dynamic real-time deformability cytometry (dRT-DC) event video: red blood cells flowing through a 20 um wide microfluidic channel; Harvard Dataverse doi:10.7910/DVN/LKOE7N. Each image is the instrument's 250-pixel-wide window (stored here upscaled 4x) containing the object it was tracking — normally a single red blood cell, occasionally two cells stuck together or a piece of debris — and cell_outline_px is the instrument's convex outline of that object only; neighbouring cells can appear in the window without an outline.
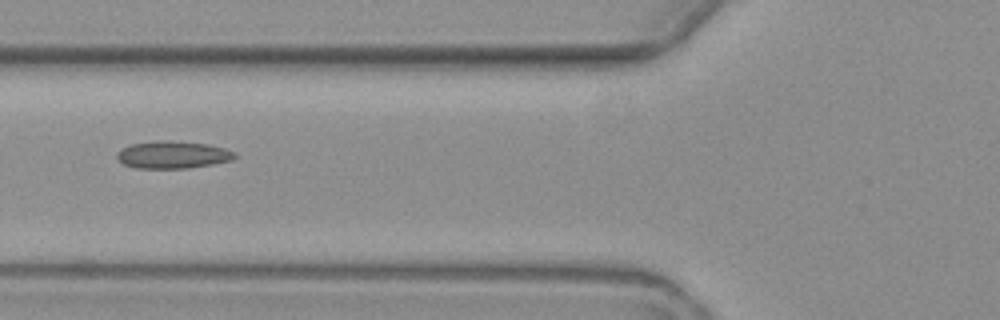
{"species": "common noctule bat (a hibernating species)", "species_latin": "Nyctalus noctula", "temperature_condition": "warm", "stored_images_in_passage": 5, "camera_frame_rate_fps": 3000, "um_per_image_px": 0.085, "animal": {"sex": "female", "body_mass_g": 19.3, "forearm_length_mm": 54.1}, "frame": {"image": 1, "passage_image": 2, "time_ms": 1.333, "image_size_px": [1000, 320], "cell_outline_px": [[236, 156], [232, 160], [212, 164], [188, 168], [136, 168], [124, 164], [116, 156], [116, 152], [120, 148], [132, 144], [156, 140], [164, 140], [208, 144], [224, 148], [236, 152]], "centroid_in_image_um": [14.67, 13.15], "position_along_channel_um": 111.1, "area_um2": 18.79}}
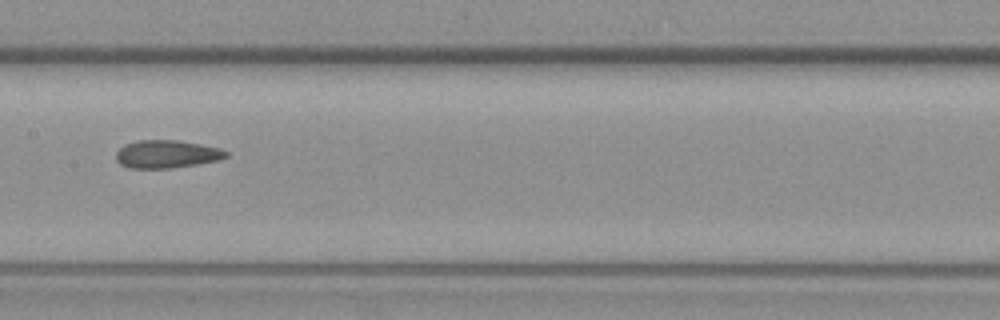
{"frame": {"image": 2, "passage_image": 4, "time_ms": 3.667, "image_size_px": [1000, 320], "cell_outline_px": [[228, 156], [216, 160], [196, 164], [168, 168], [128, 168], [120, 164], [116, 160], [116, 152], [124, 144], [140, 140], [180, 140], [220, 148], [228, 152]], "centroid_in_image_um": [14.14, 13.09], "position_along_channel_um": 193.3, "area_um2": 17.8}}
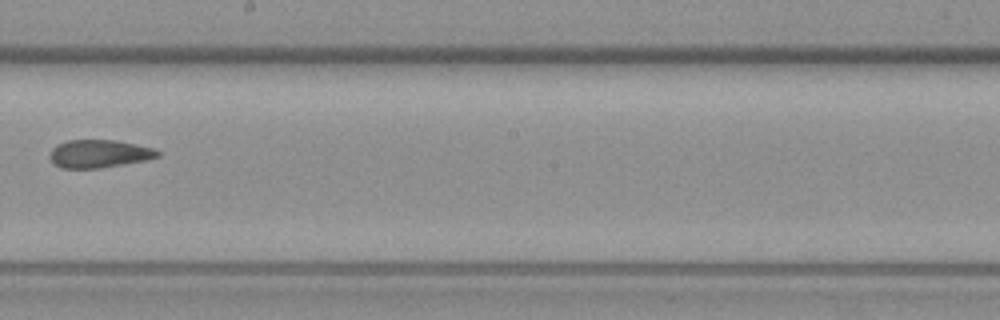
{"frame": {"image": 3, "passage_image": 5, "time_ms": 5.0, "image_size_px": [1000, 320], "cell_outline_px": [[160, 156], [144, 160], [100, 168], [60, 168], [52, 160], [52, 148], [56, 144], [68, 140], [116, 140], [136, 144], [152, 148], [160, 152]], "centroid_in_image_um": [8.43, 13.06], "position_along_channel_um": 239.8, "area_um2": 17.28}}